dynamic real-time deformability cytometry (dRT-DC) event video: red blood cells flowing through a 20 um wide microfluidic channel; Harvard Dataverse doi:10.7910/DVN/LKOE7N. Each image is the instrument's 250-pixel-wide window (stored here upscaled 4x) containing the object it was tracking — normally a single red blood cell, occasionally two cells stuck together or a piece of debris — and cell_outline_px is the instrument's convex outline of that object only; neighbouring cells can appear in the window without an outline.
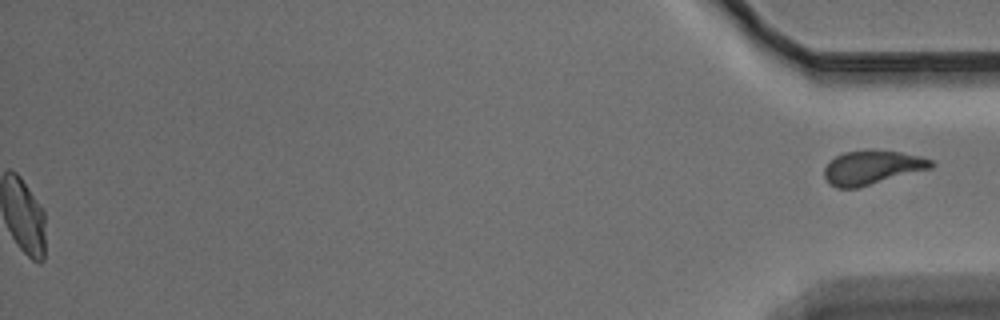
{"species": "Egyptian fruit bat (a non-hibernating species)", "species_latin": "Rousettus aegyptiacus", "temperature_condition": "warm", "stored_images_in_passage": 52, "segment_of_instrument_passage": [2, 2], "camera_frame_rate_fps": 3000, "um_per_image_px": 0.085, "animal": {"sex": "male"}, "frame": {"image": 1, "passage_image": 52, "time_ms": 17.0, "image_size_px": [1000, 320], "cell_outline_px": [[936, 164], [932, 168], [856, 188], [836, 188], [824, 176], [824, 168], [836, 156], [844, 152], [900, 152], [920, 156], [932, 160]], "centroid_in_image_um": [74.16, 14.26], "position_along_channel_um": 361.0, "area_um2": 20.4}}